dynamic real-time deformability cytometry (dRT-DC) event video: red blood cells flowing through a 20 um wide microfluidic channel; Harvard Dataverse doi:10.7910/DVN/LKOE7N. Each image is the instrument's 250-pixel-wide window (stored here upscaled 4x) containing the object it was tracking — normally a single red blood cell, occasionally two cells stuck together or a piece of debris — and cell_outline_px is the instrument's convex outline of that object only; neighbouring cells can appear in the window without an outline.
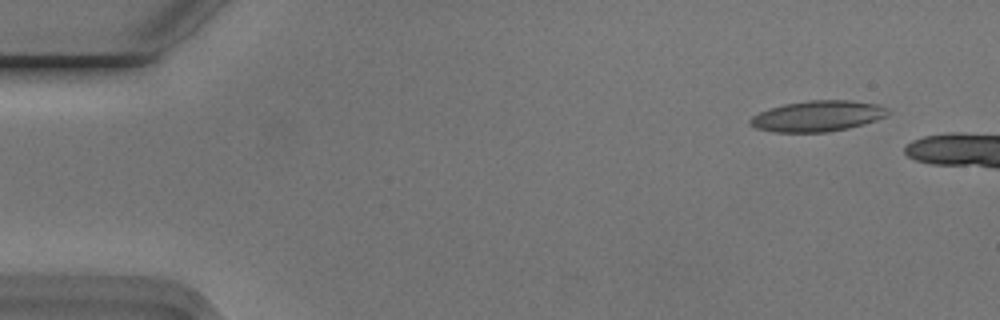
{"species": "Egyptian fruit bat (a non-hibernating species)", "species_latin": "Rousettus aegyptiacus", "temperature_condition": "cold", "stored_images_in_passage": 3, "camera_frame_rate_fps": 3000, "um_per_image_px": 0.085, "animal": {"sex": "male"}, "frame": {"image": 1, "passage_image": 1, "time_ms": 0.0, "image_size_px": [1000, 320], "cell_outline_px": [[892, 112], [888, 116], [864, 124], [848, 128], [828, 132], [772, 132], [756, 128], [748, 124], [748, 120], [752, 116], [768, 108], [784, 104], [808, 100], [852, 100], [876, 104], [888, 108]], "centroid_in_image_um": [69.5, 9.86], "position_along_channel_um": 15.5, "area_um2": 25.03}}